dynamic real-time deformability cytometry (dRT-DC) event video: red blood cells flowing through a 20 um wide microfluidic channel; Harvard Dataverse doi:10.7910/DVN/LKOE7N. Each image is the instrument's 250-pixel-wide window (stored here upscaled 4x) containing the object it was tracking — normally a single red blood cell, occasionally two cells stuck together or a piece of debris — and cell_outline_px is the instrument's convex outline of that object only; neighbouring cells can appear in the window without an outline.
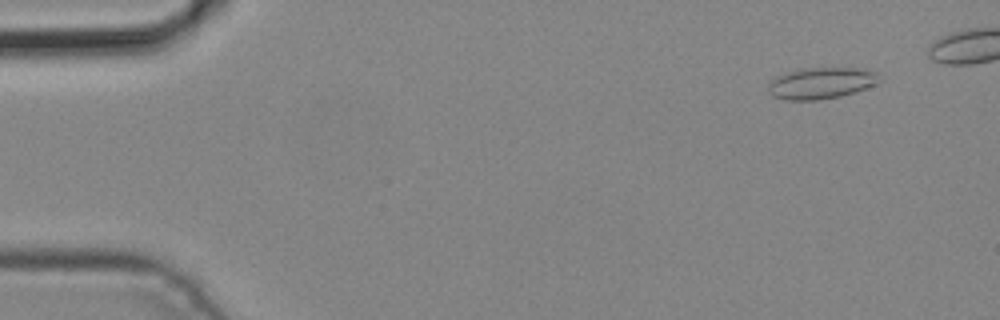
{"species": "common noctule bat (a hibernating species)", "species_latin": "Nyctalus noctula", "temperature_condition": "cold", "stored_images_in_passage": 4, "camera_frame_rate_fps": 3000, "um_per_image_px": 0.085, "animal": {"sex": "male", "body_mass_g": 19.2, "forearm_length_mm": 51.8}, "frame": {"image": 1, "passage_image": 1, "time_ms": 0.0, "image_size_px": [1000, 320], "cell_outline_px": [[880, 72], [876, 84], [840, 96], [820, 100], [784, 100], [772, 96], [768, 92], [768, 84], [776, 76], [800, 68], [868, 68]], "centroid_in_image_um": [69.78, 7.05], "position_along_channel_um": 15.2, "area_um2": 20.46}}